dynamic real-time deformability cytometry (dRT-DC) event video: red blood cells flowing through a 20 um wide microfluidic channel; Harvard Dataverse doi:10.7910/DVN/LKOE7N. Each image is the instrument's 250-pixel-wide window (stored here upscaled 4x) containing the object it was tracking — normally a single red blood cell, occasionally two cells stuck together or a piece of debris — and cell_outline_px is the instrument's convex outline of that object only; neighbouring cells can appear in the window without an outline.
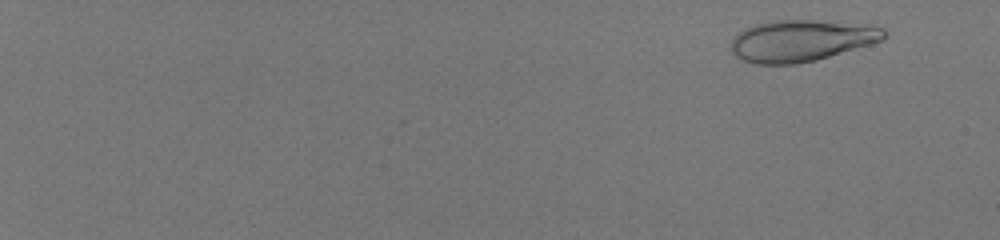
{"species": "human", "species_latin": "Homo sapiens", "temperature_condition": "room temperature", "stored_images_in_passage": 55, "camera_frame_rate_fps": 3000, "um_per_image_px": 0.085, "donor": {"sex": "male"}, "frame": {"image": 1, "passage_image": 5, "time_ms": 1.333, "image_size_px": [1000, 240], "cell_outline_px": [[888, 36], [884, 40], [872, 44], [816, 60], [796, 64], [756, 64], [744, 60], [736, 56], [732, 52], [732, 40], [744, 28], [756, 24], [772, 20], [812, 20], [884, 28], [888, 32]], "centroid_in_image_um": [68.11, 3.47], "position_along_channel_um": 16.9, "area_um2": 36.65}}
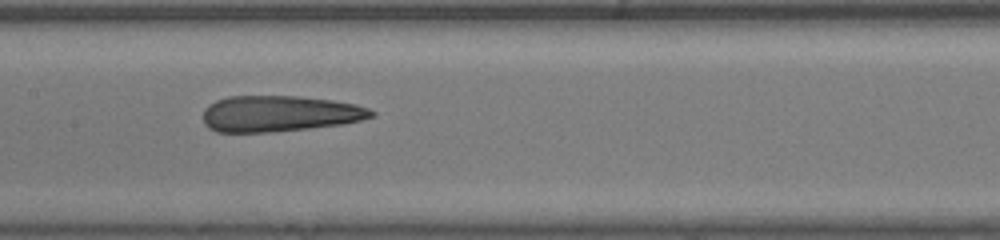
{"frame": {"image": 2, "passage_image": 34, "time_ms": 11.0, "image_size_px": [1000, 240], "cell_outline_px": [[376, 116], [344, 124], [272, 132], [216, 132], [208, 128], [204, 124], [204, 108], [208, 104], [216, 100], [228, 96], [296, 96], [332, 100], [356, 104], [368, 108], [376, 112]], "centroid_in_image_um": [23.75, 9.66], "position_along_channel_um": 183.7, "area_um2": 35.55}}
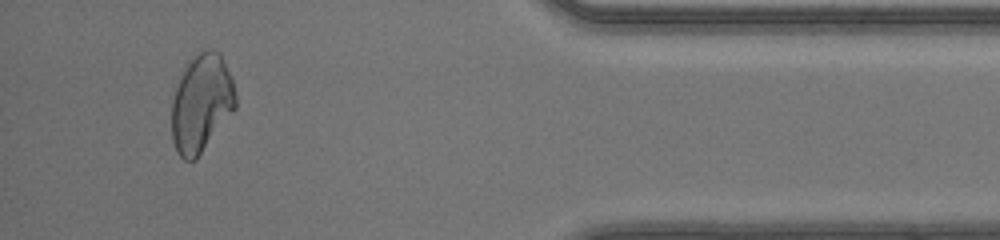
{"frame": {"image": 3, "passage_image": 53, "time_ms": 17.333, "image_size_px": [1000, 240], "cell_outline_px": [[236, 108], [196, 160], [184, 160], [176, 152], [172, 140], [172, 100], [180, 76], [184, 68], [204, 48], [212, 48], [220, 52], [232, 76], [236, 92]], "centroid_in_image_um": [17.14, 8.77], "position_along_channel_um": 418.1, "area_um2": 36.65}, "authors_computed_cell_mechanics": {"area_um2": 36.2984, "velocity_mm_per_s": 4.1944, "shape_relaxation_time_tau1_ms": null, "shape_relaxation_time_tau2_ms": 1.357, "deformation_change_tau1": null, "deformation_change_tau2": 0.1036}}